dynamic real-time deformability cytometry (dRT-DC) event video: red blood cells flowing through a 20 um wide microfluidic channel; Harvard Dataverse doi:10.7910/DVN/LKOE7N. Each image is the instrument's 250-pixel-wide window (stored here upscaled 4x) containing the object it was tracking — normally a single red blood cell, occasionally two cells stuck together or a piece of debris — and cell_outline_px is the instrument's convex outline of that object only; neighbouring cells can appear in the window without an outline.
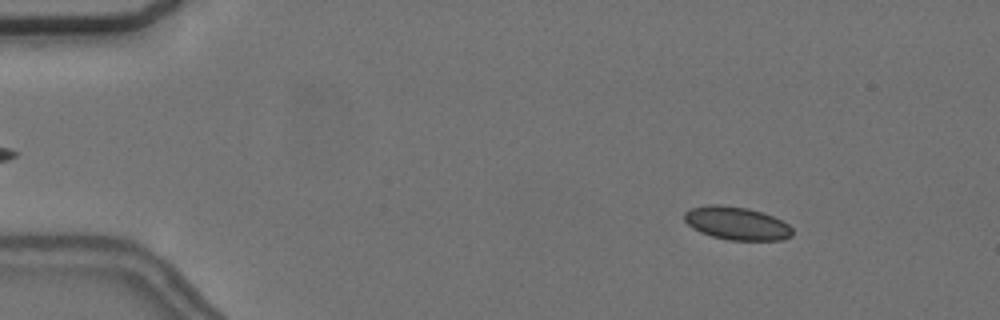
{"species": "common noctule bat (a hibernating species)", "species_latin": "Nyctalus noctula", "temperature_condition": "cold", "stored_images_in_passage": 4, "camera_frame_rate_fps": 3000, "um_per_image_px": 0.085, "animal": {"sex": "female", "body_mass_g": 24.6, "forearm_length_mm": 56.2}, "frame": {"image": 1, "passage_image": 2, "time_ms": 1.0, "image_size_px": [1000, 320], "cell_outline_px": [[792, 236], [784, 240], [728, 240], [712, 236], [700, 232], [692, 228], [684, 220], [684, 212], [692, 208], [708, 204], [720, 204], [748, 208], [772, 216], [788, 224], [792, 228]], "centroid_in_image_um": [62.6, 18.98], "position_along_channel_um": 22.4, "area_um2": 20.87}}
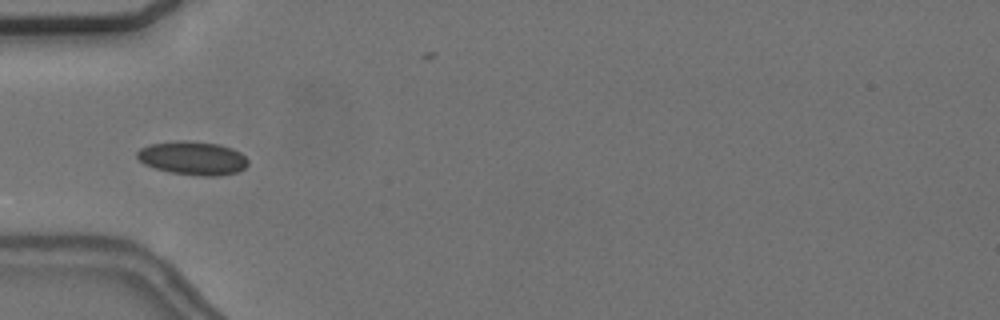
{"frame": {"image": 2, "passage_image": 4, "time_ms": 4.667, "image_size_px": [1000, 320], "cell_outline_px": [[248, 164], [244, 168], [236, 172], [216, 176], [200, 176], [168, 172], [144, 164], [136, 156], [136, 152], [140, 148], [152, 144], [176, 140], [184, 140], [220, 144], [232, 148], [240, 152], [248, 160]], "centroid_in_image_um": [16.38, 13.43], "position_along_channel_um": 68.6, "area_um2": 21.73}}